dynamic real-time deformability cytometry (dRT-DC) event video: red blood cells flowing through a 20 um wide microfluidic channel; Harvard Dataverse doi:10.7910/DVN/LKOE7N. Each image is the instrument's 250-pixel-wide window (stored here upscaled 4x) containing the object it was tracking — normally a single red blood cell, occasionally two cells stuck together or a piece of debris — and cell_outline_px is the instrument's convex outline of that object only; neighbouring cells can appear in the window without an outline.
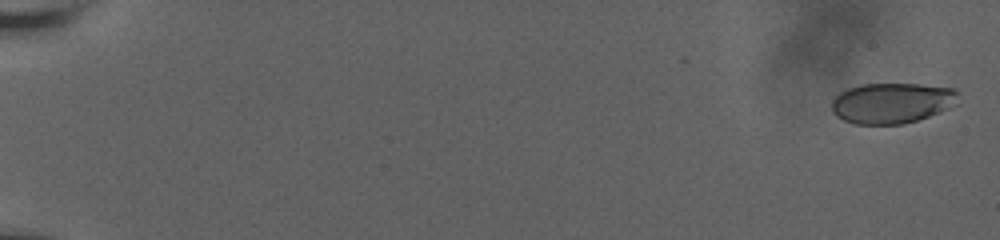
{"species": "human", "species_latin": "Homo sapiens", "temperature_condition": "room temperature", "stored_images_in_passage": 61, "camera_frame_rate_fps": 3000, "um_per_image_px": 0.085, "donor": {"sex": "male"}, "frame": {"image": 1, "passage_image": 2, "time_ms": 0.333, "image_size_px": [1000, 240], "cell_outline_px": [[960, 104], [940, 112], [904, 124], [856, 124], [844, 120], [836, 116], [832, 112], [832, 100], [840, 92], [848, 88], [860, 84], [920, 84], [952, 88], [956, 92]], "centroid_in_image_um": [75.82, 8.75], "position_along_channel_um": 9.2, "area_um2": 30.06}}
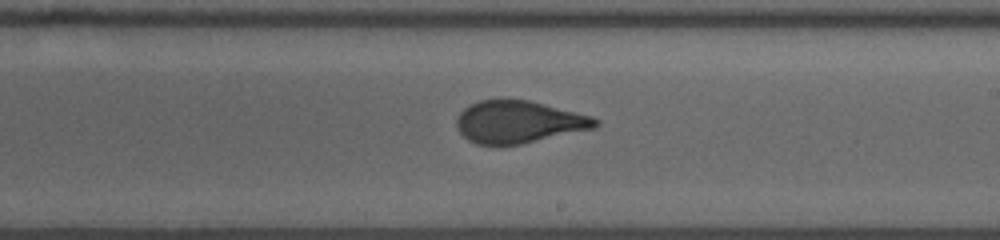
{"frame": {"image": 2, "passage_image": 39, "time_ms": 12.667, "image_size_px": [1000, 240], "cell_outline_px": [[600, 124], [596, 128], [520, 144], [476, 144], [468, 140], [456, 128], [456, 116], [468, 104], [480, 100], [528, 100], [592, 116], [600, 120]], "centroid_in_image_um": [44.08, 10.36], "position_along_channel_um": 244.9, "area_um2": 34.1}}
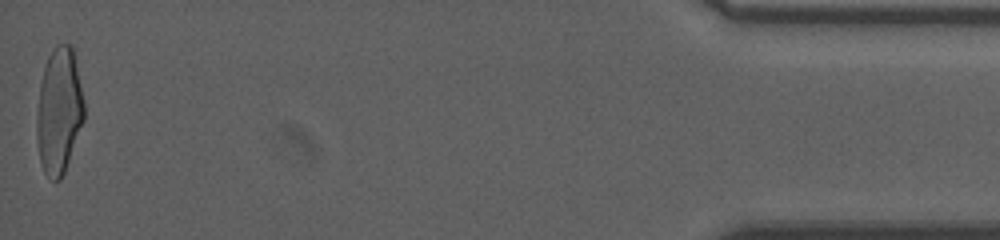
{"frame": {"image": 3, "passage_image": 61, "time_ms": 20.0, "image_size_px": [1000, 240], "cell_outline_px": [[84, 120], [64, 172], [60, 180], [52, 180], [44, 172], [40, 160], [36, 140], [36, 116], [40, 84], [44, 68], [48, 56], [56, 44], [72, 44], [84, 100]], "centroid_in_image_um": [5.01, 9.41], "position_along_channel_um": 430.2, "area_um2": 34.8}, "authors_computed_cell_mechanics": {"area_um2": 34.2176, "velocity_mm_per_s": 3.6691, "shape_relaxation_time_tau1_ms": 8.1197, "shape_relaxation_time_tau2_ms": null, "deformation_change_tau1": 0.2433, "deformation_change_tau2": null}}